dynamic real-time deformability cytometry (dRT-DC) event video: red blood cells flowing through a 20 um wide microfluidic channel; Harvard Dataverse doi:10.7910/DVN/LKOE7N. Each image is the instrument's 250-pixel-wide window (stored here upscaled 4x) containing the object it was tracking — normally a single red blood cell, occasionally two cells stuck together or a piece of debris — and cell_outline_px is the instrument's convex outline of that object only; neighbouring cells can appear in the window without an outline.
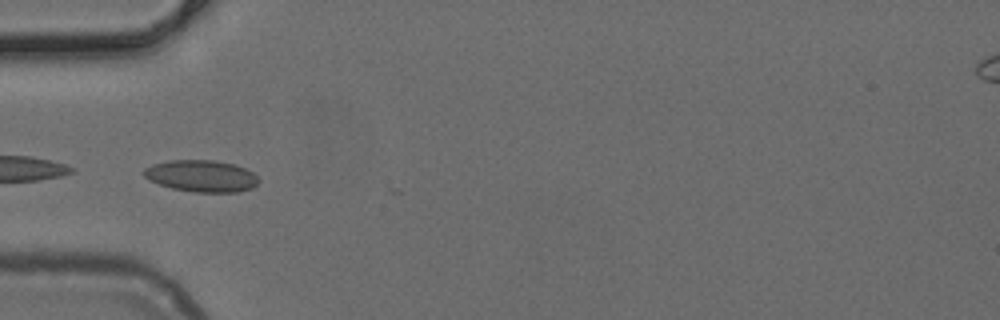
{"species": "common noctule bat (a hibernating species)", "species_latin": "Nyctalus noctula", "temperature_condition": "cold", "stored_images_in_passage": 23, "camera_frame_rate_fps": 3000, "um_per_image_px": 0.085, "animal": {"sex": "female", "body_mass_g": 24.6, "forearm_length_mm": 56.2}, "frame": {"image": 1, "passage_image": 16, "time_ms": 5.0, "image_size_px": [1000, 320], "cell_outline_px": [[260, 180], [252, 188], [240, 192], [192, 192], [172, 188], [148, 180], [140, 172], [144, 168], [152, 164], [168, 160], [216, 160], [236, 164], [252, 172]], "centroid_in_image_um": [17.1, 14.95], "position_along_channel_um": 67.9, "area_um2": 21.5}}
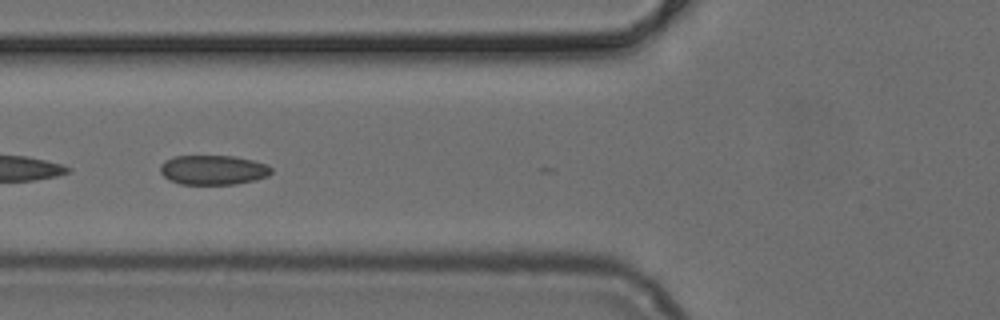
{"frame": {"image": 2, "passage_image": 19, "time_ms": 6.0, "image_size_px": [1000, 320], "cell_outline_px": [[272, 172], [268, 176], [256, 180], [236, 184], [180, 184], [168, 180], [160, 172], [160, 164], [164, 160], [172, 156], [232, 156], [252, 160], [268, 164], [272, 168]], "centroid_in_image_um": [18.11, 14.44], "position_along_channel_um": 107.7, "area_um2": 19.36}}
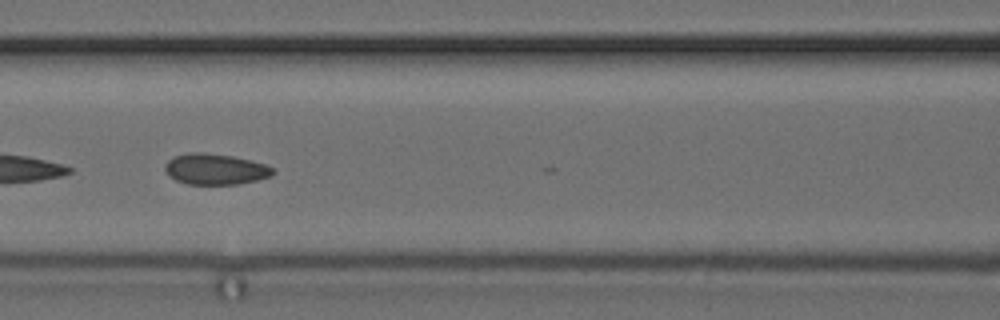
{"frame": {"image": 3, "passage_image": 22, "time_ms": 7.0, "image_size_px": [1000, 320], "cell_outline_px": [[276, 172], [272, 176], [256, 180], [236, 184], [188, 184], [176, 180], [168, 176], [164, 168], [164, 164], [172, 156], [192, 152], [204, 152], [232, 156], [264, 164], [276, 168]], "centroid_in_image_um": [18.29, 14.37], "position_along_channel_um": 148.3, "area_um2": 19.54}}